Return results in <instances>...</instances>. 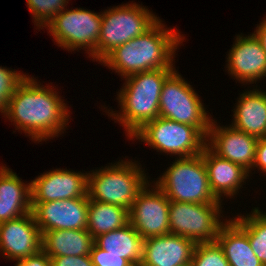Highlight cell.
Here are the masks:
<instances>
[{
  "instance_id": "6da1fadb",
  "label": "cell",
  "mask_w": 266,
  "mask_h": 266,
  "mask_svg": "<svg viewBox=\"0 0 266 266\" xmlns=\"http://www.w3.org/2000/svg\"><path fill=\"white\" fill-rule=\"evenodd\" d=\"M36 80L32 76L25 78L13 93L3 117L39 143L64 133L70 112L59 92L54 91L56 86H43Z\"/></svg>"
},
{
  "instance_id": "7a4b0ae2",
  "label": "cell",
  "mask_w": 266,
  "mask_h": 266,
  "mask_svg": "<svg viewBox=\"0 0 266 266\" xmlns=\"http://www.w3.org/2000/svg\"><path fill=\"white\" fill-rule=\"evenodd\" d=\"M162 22L159 19L142 35L116 47L101 65L114 70L122 79L143 71L175 69V52L185 37L177 29H167Z\"/></svg>"
},
{
  "instance_id": "3957f363",
  "label": "cell",
  "mask_w": 266,
  "mask_h": 266,
  "mask_svg": "<svg viewBox=\"0 0 266 266\" xmlns=\"http://www.w3.org/2000/svg\"><path fill=\"white\" fill-rule=\"evenodd\" d=\"M175 70L155 69L124 78L123 87L117 92L120 112L106 110L111 119L114 118L115 122L125 128V134L129 139L145 123L159 117L163 84Z\"/></svg>"
},
{
  "instance_id": "277c9868",
  "label": "cell",
  "mask_w": 266,
  "mask_h": 266,
  "mask_svg": "<svg viewBox=\"0 0 266 266\" xmlns=\"http://www.w3.org/2000/svg\"><path fill=\"white\" fill-rule=\"evenodd\" d=\"M119 160L103 169L89 171L87 196L90 200L130 209L139 192L150 180L140 163ZM92 172V173H90Z\"/></svg>"
},
{
  "instance_id": "5b68a950",
  "label": "cell",
  "mask_w": 266,
  "mask_h": 266,
  "mask_svg": "<svg viewBox=\"0 0 266 266\" xmlns=\"http://www.w3.org/2000/svg\"><path fill=\"white\" fill-rule=\"evenodd\" d=\"M176 159L155 183L169 201L222 203L211 191L207 168L201 153L192 157Z\"/></svg>"
},
{
  "instance_id": "8992f818",
  "label": "cell",
  "mask_w": 266,
  "mask_h": 266,
  "mask_svg": "<svg viewBox=\"0 0 266 266\" xmlns=\"http://www.w3.org/2000/svg\"><path fill=\"white\" fill-rule=\"evenodd\" d=\"M101 14V28L95 48V61L99 63L116 47L142 35L160 19L146 6L133 2L114 6Z\"/></svg>"
},
{
  "instance_id": "52a82bcc",
  "label": "cell",
  "mask_w": 266,
  "mask_h": 266,
  "mask_svg": "<svg viewBox=\"0 0 266 266\" xmlns=\"http://www.w3.org/2000/svg\"><path fill=\"white\" fill-rule=\"evenodd\" d=\"M136 138L160 153L192 157L202 153L206 137L194 126L158 117L145 123L130 140Z\"/></svg>"
},
{
  "instance_id": "ba28073f",
  "label": "cell",
  "mask_w": 266,
  "mask_h": 266,
  "mask_svg": "<svg viewBox=\"0 0 266 266\" xmlns=\"http://www.w3.org/2000/svg\"><path fill=\"white\" fill-rule=\"evenodd\" d=\"M212 115H208L201 98L175 70L164 82L159 102V117L196 127L208 135Z\"/></svg>"
},
{
  "instance_id": "9c48e42d",
  "label": "cell",
  "mask_w": 266,
  "mask_h": 266,
  "mask_svg": "<svg viewBox=\"0 0 266 266\" xmlns=\"http://www.w3.org/2000/svg\"><path fill=\"white\" fill-rule=\"evenodd\" d=\"M65 9L46 26L49 34L53 36L59 47L68 51L83 49L87 51L89 58L91 56L94 60L102 14L84 8Z\"/></svg>"
},
{
  "instance_id": "30bf717a",
  "label": "cell",
  "mask_w": 266,
  "mask_h": 266,
  "mask_svg": "<svg viewBox=\"0 0 266 266\" xmlns=\"http://www.w3.org/2000/svg\"><path fill=\"white\" fill-rule=\"evenodd\" d=\"M222 204L170 201V234L186 237L197 243L215 242L221 226Z\"/></svg>"
},
{
  "instance_id": "8fae6325",
  "label": "cell",
  "mask_w": 266,
  "mask_h": 266,
  "mask_svg": "<svg viewBox=\"0 0 266 266\" xmlns=\"http://www.w3.org/2000/svg\"><path fill=\"white\" fill-rule=\"evenodd\" d=\"M151 184H146L129 209V223L143 239L170 234V201L155 182Z\"/></svg>"
},
{
  "instance_id": "7c38bea8",
  "label": "cell",
  "mask_w": 266,
  "mask_h": 266,
  "mask_svg": "<svg viewBox=\"0 0 266 266\" xmlns=\"http://www.w3.org/2000/svg\"><path fill=\"white\" fill-rule=\"evenodd\" d=\"M88 196L31 203L35 222L43 232L51 230H80L87 228Z\"/></svg>"
},
{
  "instance_id": "4fadbf2b",
  "label": "cell",
  "mask_w": 266,
  "mask_h": 266,
  "mask_svg": "<svg viewBox=\"0 0 266 266\" xmlns=\"http://www.w3.org/2000/svg\"><path fill=\"white\" fill-rule=\"evenodd\" d=\"M258 138L233 126H219L211 121L206 146L217 156L242 166L252 172Z\"/></svg>"
},
{
  "instance_id": "5bb4252c",
  "label": "cell",
  "mask_w": 266,
  "mask_h": 266,
  "mask_svg": "<svg viewBox=\"0 0 266 266\" xmlns=\"http://www.w3.org/2000/svg\"><path fill=\"white\" fill-rule=\"evenodd\" d=\"M89 173L53 169L31 180V203L87 196Z\"/></svg>"
},
{
  "instance_id": "9a60e30c",
  "label": "cell",
  "mask_w": 266,
  "mask_h": 266,
  "mask_svg": "<svg viewBox=\"0 0 266 266\" xmlns=\"http://www.w3.org/2000/svg\"><path fill=\"white\" fill-rule=\"evenodd\" d=\"M229 50L226 70L239 83L256 84L266 77V53L254 33L237 35Z\"/></svg>"
},
{
  "instance_id": "2e32d148",
  "label": "cell",
  "mask_w": 266,
  "mask_h": 266,
  "mask_svg": "<svg viewBox=\"0 0 266 266\" xmlns=\"http://www.w3.org/2000/svg\"><path fill=\"white\" fill-rule=\"evenodd\" d=\"M42 234L32 212L0 223V252L16 261L42 250Z\"/></svg>"
},
{
  "instance_id": "e0dca14e",
  "label": "cell",
  "mask_w": 266,
  "mask_h": 266,
  "mask_svg": "<svg viewBox=\"0 0 266 266\" xmlns=\"http://www.w3.org/2000/svg\"><path fill=\"white\" fill-rule=\"evenodd\" d=\"M195 247L194 241L174 234L146 238L139 266H190Z\"/></svg>"
},
{
  "instance_id": "ac0fdd59",
  "label": "cell",
  "mask_w": 266,
  "mask_h": 266,
  "mask_svg": "<svg viewBox=\"0 0 266 266\" xmlns=\"http://www.w3.org/2000/svg\"><path fill=\"white\" fill-rule=\"evenodd\" d=\"M209 185L214 196L222 202L223 196L235 197L247 180L249 172L242 166L214 154L207 146L202 150ZM248 177V178H247Z\"/></svg>"
},
{
  "instance_id": "d6986e66",
  "label": "cell",
  "mask_w": 266,
  "mask_h": 266,
  "mask_svg": "<svg viewBox=\"0 0 266 266\" xmlns=\"http://www.w3.org/2000/svg\"><path fill=\"white\" fill-rule=\"evenodd\" d=\"M31 209V183H24L6 165L0 166V223L26 215Z\"/></svg>"
},
{
  "instance_id": "ffe728a7",
  "label": "cell",
  "mask_w": 266,
  "mask_h": 266,
  "mask_svg": "<svg viewBox=\"0 0 266 266\" xmlns=\"http://www.w3.org/2000/svg\"><path fill=\"white\" fill-rule=\"evenodd\" d=\"M254 88L240 94L231 126L257 138H266V91Z\"/></svg>"
},
{
  "instance_id": "44dd1931",
  "label": "cell",
  "mask_w": 266,
  "mask_h": 266,
  "mask_svg": "<svg viewBox=\"0 0 266 266\" xmlns=\"http://www.w3.org/2000/svg\"><path fill=\"white\" fill-rule=\"evenodd\" d=\"M42 250L49 258L89 255L94 238L87 229L51 230L42 233Z\"/></svg>"
},
{
  "instance_id": "7402d4cb",
  "label": "cell",
  "mask_w": 266,
  "mask_h": 266,
  "mask_svg": "<svg viewBox=\"0 0 266 266\" xmlns=\"http://www.w3.org/2000/svg\"><path fill=\"white\" fill-rule=\"evenodd\" d=\"M229 266H264L251 248L247 234L232 220L226 218L216 238Z\"/></svg>"
},
{
  "instance_id": "603a6c76",
  "label": "cell",
  "mask_w": 266,
  "mask_h": 266,
  "mask_svg": "<svg viewBox=\"0 0 266 266\" xmlns=\"http://www.w3.org/2000/svg\"><path fill=\"white\" fill-rule=\"evenodd\" d=\"M143 241L144 239L130 223L94 239V243L99 248L107 251L108 254L120 255L133 266H139L141 263Z\"/></svg>"
},
{
  "instance_id": "cb8c5ba5",
  "label": "cell",
  "mask_w": 266,
  "mask_h": 266,
  "mask_svg": "<svg viewBox=\"0 0 266 266\" xmlns=\"http://www.w3.org/2000/svg\"><path fill=\"white\" fill-rule=\"evenodd\" d=\"M128 223V209L89 199L86 229L94 239L101 234L119 229Z\"/></svg>"
},
{
  "instance_id": "d4e9b609",
  "label": "cell",
  "mask_w": 266,
  "mask_h": 266,
  "mask_svg": "<svg viewBox=\"0 0 266 266\" xmlns=\"http://www.w3.org/2000/svg\"><path fill=\"white\" fill-rule=\"evenodd\" d=\"M251 213L231 219L247 234L253 252L266 266V213L258 207L252 208Z\"/></svg>"
},
{
  "instance_id": "484cf974",
  "label": "cell",
  "mask_w": 266,
  "mask_h": 266,
  "mask_svg": "<svg viewBox=\"0 0 266 266\" xmlns=\"http://www.w3.org/2000/svg\"><path fill=\"white\" fill-rule=\"evenodd\" d=\"M34 25L41 29L46 27L48 23L69 4V0H26ZM67 3V4H66Z\"/></svg>"
},
{
  "instance_id": "4316f807",
  "label": "cell",
  "mask_w": 266,
  "mask_h": 266,
  "mask_svg": "<svg viewBox=\"0 0 266 266\" xmlns=\"http://www.w3.org/2000/svg\"><path fill=\"white\" fill-rule=\"evenodd\" d=\"M190 266H229L222 248L215 242L197 243Z\"/></svg>"
},
{
  "instance_id": "83f0119b",
  "label": "cell",
  "mask_w": 266,
  "mask_h": 266,
  "mask_svg": "<svg viewBox=\"0 0 266 266\" xmlns=\"http://www.w3.org/2000/svg\"><path fill=\"white\" fill-rule=\"evenodd\" d=\"M28 75L0 66V112L7 111L8 103L18 86Z\"/></svg>"
},
{
  "instance_id": "f1b7e54d",
  "label": "cell",
  "mask_w": 266,
  "mask_h": 266,
  "mask_svg": "<svg viewBox=\"0 0 266 266\" xmlns=\"http://www.w3.org/2000/svg\"><path fill=\"white\" fill-rule=\"evenodd\" d=\"M89 255L93 266H133L127 259L121 258L120 255L108 254L95 243Z\"/></svg>"
},
{
  "instance_id": "f546056e",
  "label": "cell",
  "mask_w": 266,
  "mask_h": 266,
  "mask_svg": "<svg viewBox=\"0 0 266 266\" xmlns=\"http://www.w3.org/2000/svg\"><path fill=\"white\" fill-rule=\"evenodd\" d=\"M51 266H93L90 255L51 257Z\"/></svg>"
},
{
  "instance_id": "4dcf8cb0",
  "label": "cell",
  "mask_w": 266,
  "mask_h": 266,
  "mask_svg": "<svg viewBox=\"0 0 266 266\" xmlns=\"http://www.w3.org/2000/svg\"><path fill=\"white\" fill-rule=\"evenodd\" d=\"M16 261L15 266H51V259L43 250L27 258Z\"/></svg>"
},
{
  "instance_id": "1f68e13d",
  "label": "cell",
  "mask_w": 266,
  "mask_h": 266,
  "mask_svg": "<svg viewBox=\"0 0 266 266\" xmlns=\"http://www.w3.org/2000/svg\"><path fill=\"white\" fill-rule=\"evenodd\" d=\"M255 167L258 168V170L261 169V173L266 174V138H258L255 161L252 169H255Z\"/></svg>"
},
{
  "instance_id": "d6a6232c",
  "label": "cell",
  "mask_w": 266,
  "mask_h": 266,
  "mask_svg": "<svg viewBox=\"0 0 266 266\" xmlns=\"http://www.w3.org/2000/svg\"><path fill=\"white\" fill-rule=\"evenodd\" d=\"M253 33L260 40L262 48L266 53V18L257 25L256 30Z\"/></svg>"
}]
</instances>
